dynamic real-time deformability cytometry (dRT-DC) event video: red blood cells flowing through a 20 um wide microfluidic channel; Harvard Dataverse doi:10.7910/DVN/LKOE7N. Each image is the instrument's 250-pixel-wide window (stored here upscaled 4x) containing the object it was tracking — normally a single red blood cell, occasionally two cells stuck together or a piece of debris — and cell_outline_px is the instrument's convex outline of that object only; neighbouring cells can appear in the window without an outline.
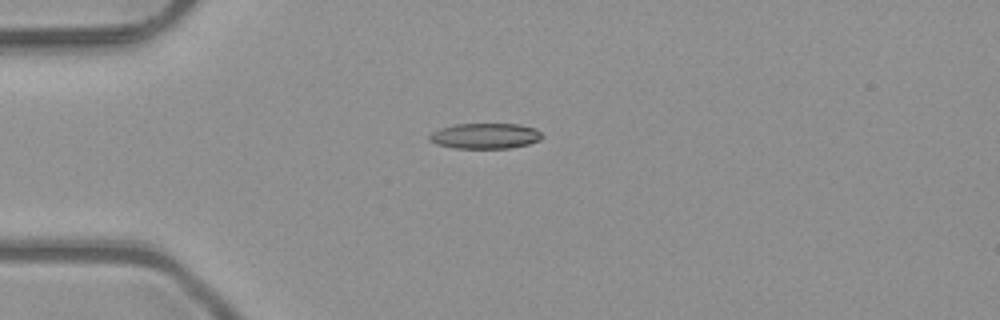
{"species": "common noctule bat (a hibernating species)", "species_latin": "Nyctalus noctula", "temperature_condition": "room temperature", "stored_images_in_passage": 6, "camera_frame_rate_fps": 3000, "um_per_image_px": 0.085, "animal": {"sex": "male", "body_mass_g": 23.1, "forearm_length_mm": 52.7}, "frame": {"image": 1, "passage_image": 5, "time_ms": 1.333, "image_size_px": [1000, 320], "cell_outline_px": [[544, 136], [540, 140], [528, 144], [508, 148], [456, 148], [436, 144], [428, 140], [428, 136], [432, 132], [440, 128], [456, 124], [520, 124], [536, 128]], "centroid_in_image_um": [41.25, 11.55], "position_along_channel_um": 43.8, "area_um2": 16.82}}
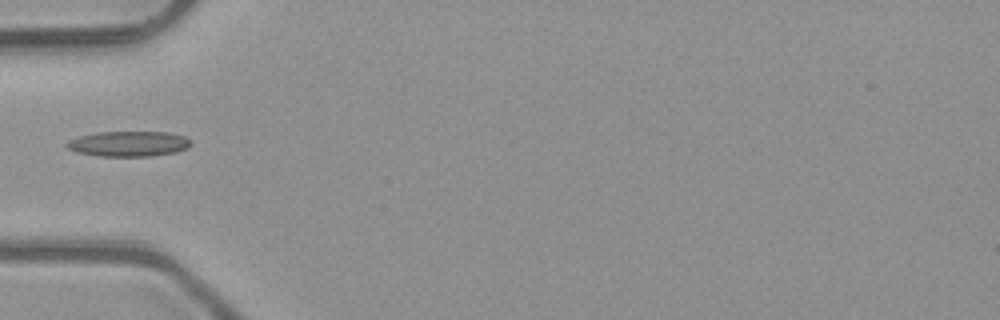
{"frame": {"image": 2, "passage_image": 6, "time_ms": 1.667, "image_size_px": [1000, 320], "cell_outline_px": [[192, 144], [188, 148], [176, 152], [152, 156], [96, 156], [80, 152], [68, 148], [64, 144], [68, 140], [80, 136], [96, 132], [168, 132], [184, 136], [192, 140]], "centroid_in_image_um": [10.97, 12.22], "position_along_channel_um": 74.0, "area_um2": 18.38}}